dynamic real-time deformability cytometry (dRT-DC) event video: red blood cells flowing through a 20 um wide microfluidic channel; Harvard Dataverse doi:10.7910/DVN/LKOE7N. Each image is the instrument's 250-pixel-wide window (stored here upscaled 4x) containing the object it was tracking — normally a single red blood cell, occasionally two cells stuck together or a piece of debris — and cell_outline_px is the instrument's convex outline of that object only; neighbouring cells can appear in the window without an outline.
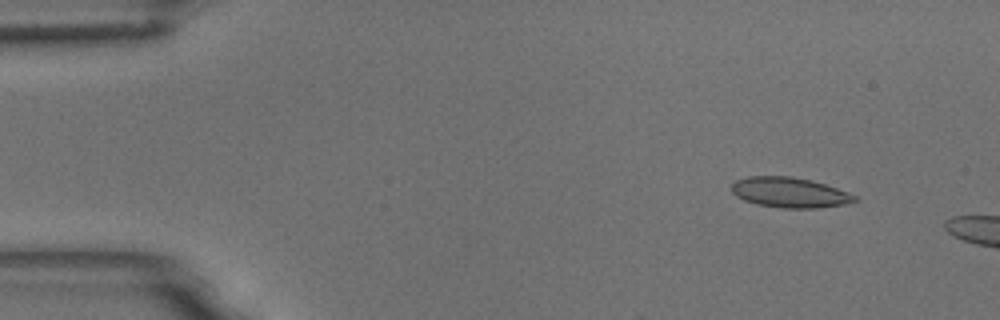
{"species": "common noctule bat (a hibernating species)", "species_latin": "Nyctalus noctula", "temperature_condition": "room temperature", "stored_images_in_passage": 3, "camera_frame_rate_fps": 3000, "um_per_image_px": 0.085, "animal": {"sex": "male", "body_mass_g": 18.8}, "frame": {"image": 1, "passage_image": 1, "time_ms": 0.0, "image_size_px": [1000, 320], "cell_outline_px": [[860, 200], [844, 204], [816, 208], [784, 208], [756, 204], [744, 200], [736, 196], [732, 192], [732, 184], [736, 180], [748, 176], [792, 176], [812, 180], [848, 192], [856, 196]], "centroid_in_image_um": [67.12, 16.36], "position_along_channel_um": 17.9, "area_um2": 21.68}}